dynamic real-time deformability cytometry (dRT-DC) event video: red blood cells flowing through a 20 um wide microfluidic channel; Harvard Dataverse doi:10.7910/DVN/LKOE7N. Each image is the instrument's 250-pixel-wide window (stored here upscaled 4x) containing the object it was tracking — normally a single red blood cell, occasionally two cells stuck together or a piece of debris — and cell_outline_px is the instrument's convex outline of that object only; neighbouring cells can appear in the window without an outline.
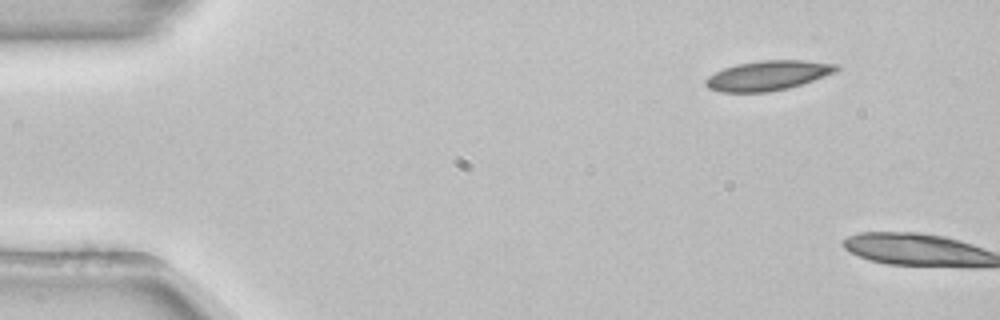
{"species": "common noctule bat (a hibernating species)", "species_latin": "Nyctalus noctula", "temperature_condition": "room temperature", "stored_images_in_passage": 3, "camera_frame_rate_fps": 3000, "um_per_image_px": 0.085, "animal": {"sex": "female", "body_mass_g": 22.7, "forearm_length_mm": 54.2}, "frame": {"image": 1, "passage_image": 1, "time_ms": 0.0, "image_size_px": [1000, 320], "cell_outline_px": [[840, 68], [836, 72], [788, 88], [768, 92], [720, 92], [708, 88], [704, 84], [704, 80], [708, 76], [724, 68], [736, 64], [760, 60], [800, 60], [836, 64]], "centroid_in_image_um": [65.22, 6.42], "position_along_channel_um": 19.8, "area_um2": 22.54}}